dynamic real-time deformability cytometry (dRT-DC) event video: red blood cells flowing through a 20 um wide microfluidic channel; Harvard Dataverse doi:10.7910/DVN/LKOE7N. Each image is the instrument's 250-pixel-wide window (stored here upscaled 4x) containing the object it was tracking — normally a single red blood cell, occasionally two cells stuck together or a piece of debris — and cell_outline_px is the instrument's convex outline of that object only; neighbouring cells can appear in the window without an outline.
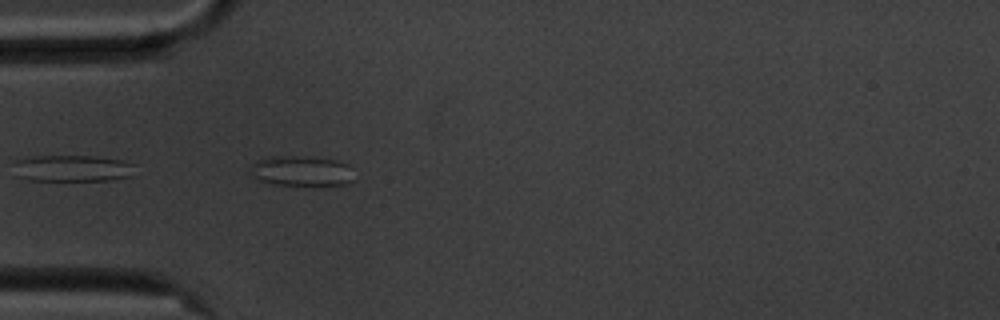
{"species": "common noctule bat (a hibernating species)", "species_latin": "Nyctalus noctula", "temperature_condition": "cold", "stored_images_in_passage": 24, "segment_of_instrument_passage": [1, 2], "camera_frame_rate_fps": 3000, "um_per_image_px": 0.085, "animal": {"sex": "male", "body_mass_g": 20.1, "forearm_length_mm": 53.5}, "frame": {"image": 1, "passage_image": 1, "time_ms": 0.0, "image_size_px": [1000, 320], "cell_outline_px": [[352, 180], [344, 184], [276, 184], [264, 180], [248, 172], [248, 168], [256, 160], [272, 156], [312, 156], [336, 160], [348, 164]], "centroid_in_image_um": [25.59, 14.48], "position_along_channel_um": 59.4, "area_um2": 17.8}}
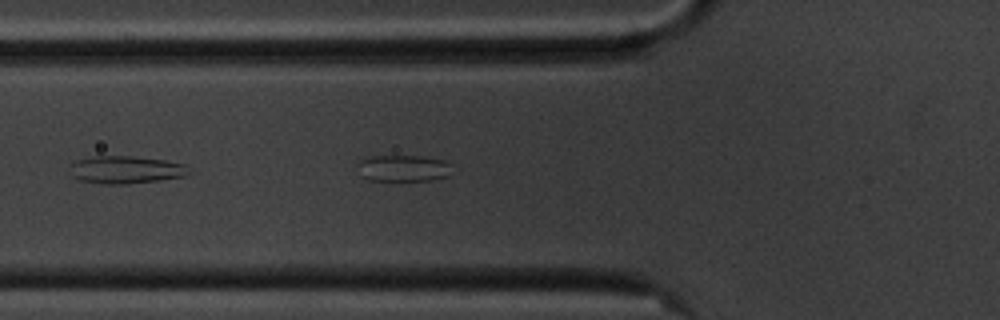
{"frame": {"image": 2, "passage_image": 4, "time_ms": 1.0, "image_size_px": [1000, 320], "cell_outline_px": [[452, 164], [448, 176], [428, 180], [368, 180], [360, 176], [356, 164], [360, 160], [368, 156], [420, 156], [444, 160]], "centroid_in_image_um": [34.23, 14.29], "position_along_channel_um": 91.6, "area_um2": 14.68}}